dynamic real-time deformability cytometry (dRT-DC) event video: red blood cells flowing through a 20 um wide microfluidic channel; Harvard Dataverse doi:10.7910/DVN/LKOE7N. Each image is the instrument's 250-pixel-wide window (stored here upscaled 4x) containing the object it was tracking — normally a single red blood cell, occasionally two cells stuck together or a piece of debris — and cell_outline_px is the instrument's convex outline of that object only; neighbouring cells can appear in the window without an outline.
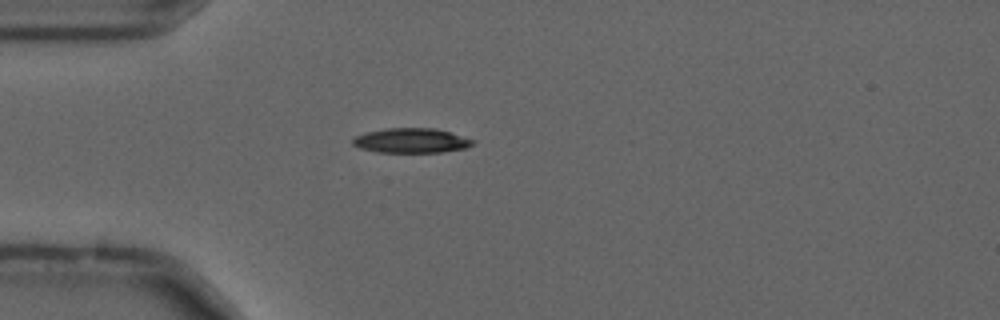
{"species": "common noctule bat (a hibernating species)", "species_latin": "Nyctalus noctula", "temperature_condition": "cold", "stored_images_in_passage": 43, "camera_frame_rate_fps": 3000, "um_per_image_px": 0.085, "animal": {"sex": "male", "forearm_length_mm": 52.5}, "frame": {"image": 1, "passage_image": 3, "time_ms": 0.667, "image_size_px": [1000, 320], "cell_outline_px": [[476, 144], [464, 148], [440, 152], [376, 152], [360, 148], [352, 144], [352, 140], [356, 136], [368, 132], [388, 128], [436, 128], [476, 140]], "centroid_in_image_um": [34.99, 11.95], "position_along_channel_um": 50.0, "area_um2": 17.22}}
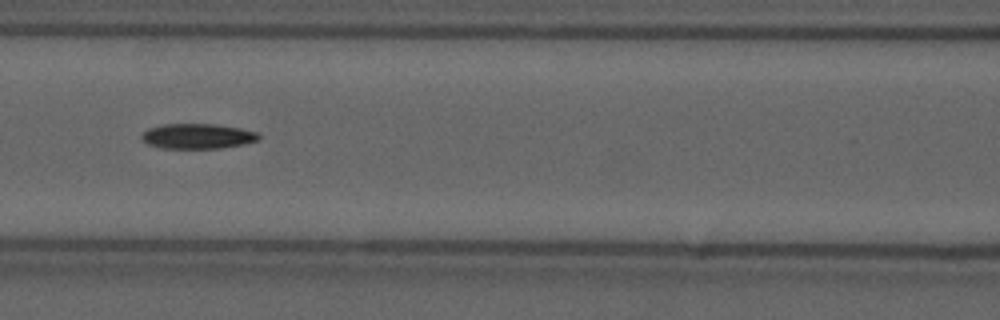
{"frame": {"image": 2, "passage_image": 12, "time_ms": 3.667, "image_size_px": [1000, 320], "cell_outline_px": [[260, 140], [244, 144], [220, 148], [160, 148], [148, 144], [140, 136], [148, 128], [164, 124], [216, 124], [240, 128], [256, 132], [260, 136]], "centroid_in_image_um": [16.8, 11.57], "position_along_channel_um": 149.8, "area_um2": 17.11}}
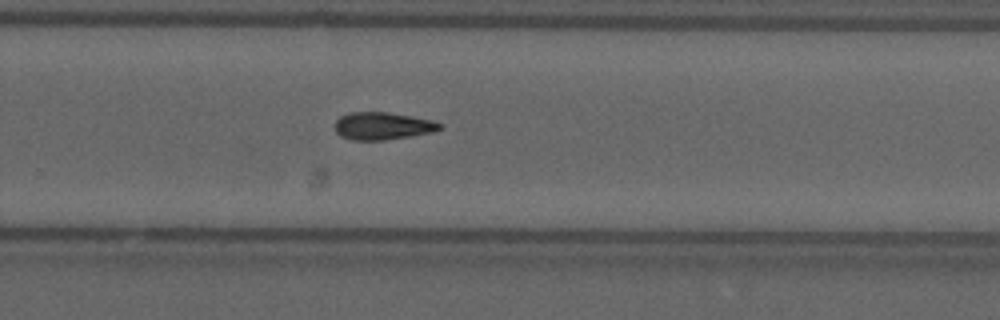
{"frame": {"image": 3, "passage_image": 24, "time_ms": 7.667, "image_size_px": [1000, 320], "cell_outline_px": [[444, 128], [432, 132], [384, 140], [352, 140], [340, 136], [336, 132], [336, 120], [340, 116], [348, 112], [388, 112], [412, 116], [432, 120], [444, 124]], "centroid_in_image_um": [32.54, 10.7], "position_along_channel_um": 297.3, "area_um2": 16.88}, "authors_computed_cell_mechanics": {"area_um2": 16.8776, "velocity_mm_per_s": 3.704, "shape_relaxation_time_tau1_ms": 5.7799, "shape_relaxation_time_tau2_ms": null, "deformation_change_tau1": 0.1399, "deformation_change_tau2": null}}